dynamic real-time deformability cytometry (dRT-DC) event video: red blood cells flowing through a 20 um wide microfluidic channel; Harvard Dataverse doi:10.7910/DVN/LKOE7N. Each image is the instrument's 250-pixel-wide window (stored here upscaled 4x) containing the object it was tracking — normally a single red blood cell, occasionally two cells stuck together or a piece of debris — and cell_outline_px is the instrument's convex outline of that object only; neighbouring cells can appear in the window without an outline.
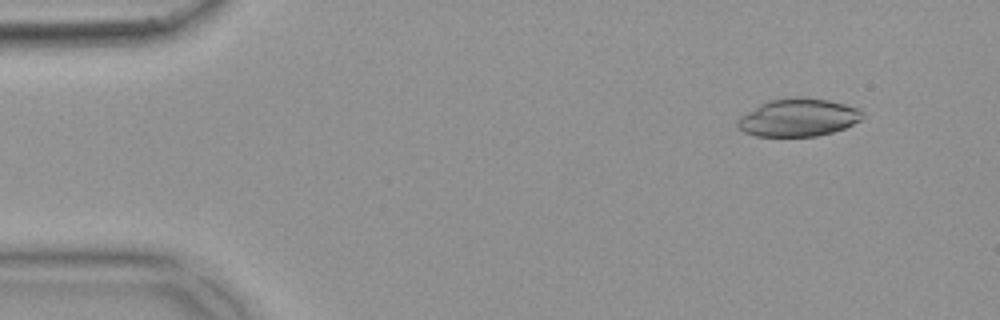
{"species": "common noctule bat (a hibernating species)", "species_latin": "Nyctalus noctula", "temperature_condition": "warm", "stored_images_in_passage": 52, "camera_frame_rate_fps": 3000, "um_per_image_px": 0.085, "animal": {"sex": "female", "body_mass_g": 18.4}, "frame": {"image": 1, "passage_image": 5, "time_ms": 1.333, "image_size_px": [1000, 320], "cell_outline_px": [[864, 116], [860, 120], [844, 128], [832, 132], [816, 136], [756, 136], [744, 132], [736, 124], [736, 120], [740, 116], [760, 104], [768, 100], [796, 96], [800, 96], [828, 100], [844, 104], [856, 108]], "centroid_in_image_um": [67.81, 9.98], "position_along_channel_um": 17.2, "area_um2": 27.4}}
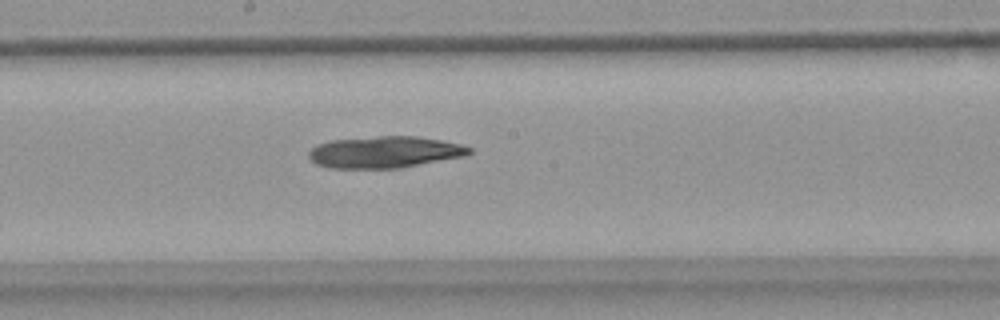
{"frame": {"image": 2, "passage_image": 28, "time_ms": 9.0, "image_size_px": [1000, 320], "cell_outline_px": [[472, 152], [464, 156], [400, 168], [328, 168], [316, 164], [308, 156], [308, 152], [316, 144], [332, 140], [380, 136], [416, 136], [440, 140], [460, 144], [472, 148]], "centroid_in_image_um": [32.68, 12.93], "position_along_channel_um": 215.5, "area_um2": 29.54}}
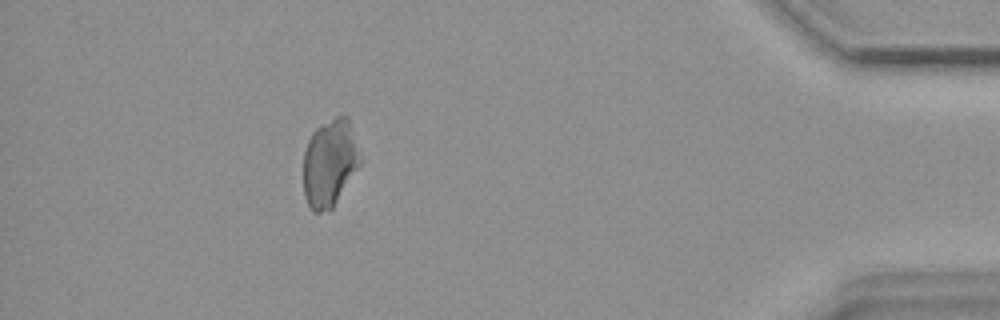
{"frame": {"image": 3, "passage_image": 47, "time_ms": 15.333, "image_size_px": [1000, 320], "cell_outline_px": [[364, 156], [360, 164], [332, 208], [320, 212], [312, 212], [304, 196], [304, 152], [308, 140], [312, 132], [320, 124], [336, 116], [348, 116]], "centroid_in_image_um": [28.06, 13.8], "position_along_channel_um": 407.1, "area_um2": 29.3}}